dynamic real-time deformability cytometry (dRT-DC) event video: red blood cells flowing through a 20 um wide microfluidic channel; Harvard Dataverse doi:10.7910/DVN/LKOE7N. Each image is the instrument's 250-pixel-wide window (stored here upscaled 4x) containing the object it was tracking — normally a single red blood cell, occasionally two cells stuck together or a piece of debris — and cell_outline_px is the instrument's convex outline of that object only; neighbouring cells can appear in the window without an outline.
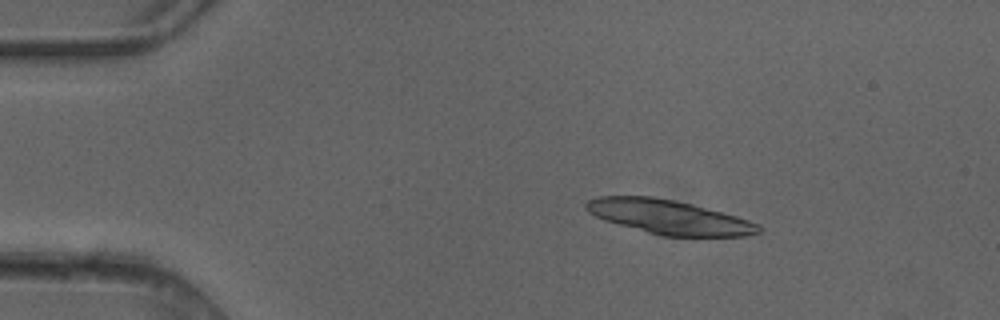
{"species": "common noctule bat (a hibernating species)", "species_latin": "Nyctalus noctula", "temperature_condition": "cold", "stored_images_in_passage": 4, "camera_frame_rate_fps": 3000, "um_per_image_px": 0.085, "animal": {"sex": "female"}, "frame": {"image": 1, "passage_image": 2, "time_ms": 0.333, "image_size_px": [1000, 320], "cell_outline_px": [[764, 228], [760, 232], [744, 236], [664, 236], [648, 232], [604, 220], [588, 212], [584, 208], [584, 204], [588, 200], [600, 196], [652, 196], [672, 200], [736, 216], [760, 224]], "centroid_in_image_um": [56.85, 18.45], "position_along_channel_um": 28.2, "area_um2": 33.93}}